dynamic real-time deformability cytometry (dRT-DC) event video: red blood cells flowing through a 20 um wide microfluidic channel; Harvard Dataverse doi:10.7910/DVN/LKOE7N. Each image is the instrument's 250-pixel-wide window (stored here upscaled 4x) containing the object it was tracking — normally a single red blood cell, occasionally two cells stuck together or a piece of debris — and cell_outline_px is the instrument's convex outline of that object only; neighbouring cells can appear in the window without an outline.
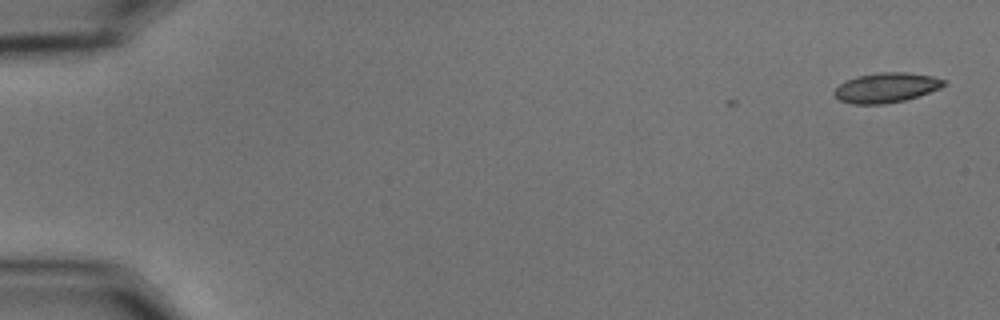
{"species": "common noctule bat (a hibernating species)", "species_latin": "Nyctalus noctula", "temperature_condition": "cold", "stored_images_in_passage": 3, "camera_frame_rate_fps": 3000, "um_per_image_px": 0.085, "animal": {"sex": "male", "body_mass_g": 15.6}, "frame": {"image": 1, "passage_image": 3, "time_ms": 0.667, "image_size_px": [1000, 320], "cell_outline_px": [[948, 84], [940, 88], [904, 100], [884, 104], [852, 104], [840, 100], [832, 92], [844, 80], [856, 76], [880, 72], [908, 72], [932, 76], [948, 80]], "centroid_in_image_um": [75.34, 7.43], "position_along_channel_um": 9.7, "area_um2": 19.13}}